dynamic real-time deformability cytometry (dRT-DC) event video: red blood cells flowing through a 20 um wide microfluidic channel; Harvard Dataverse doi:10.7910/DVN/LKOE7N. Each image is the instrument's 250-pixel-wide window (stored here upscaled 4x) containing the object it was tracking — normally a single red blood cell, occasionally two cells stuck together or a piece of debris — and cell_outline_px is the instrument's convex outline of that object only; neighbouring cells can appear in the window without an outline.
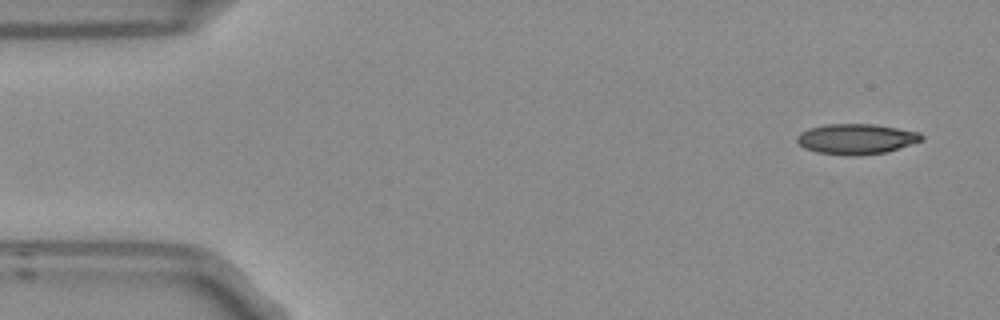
{"species": "Egyptian fruit bat (a non-hibernating species)", "species_latin": "Rousettus aegyptiacus", "temperature_condition": "room temperature", "stored_images_in_passage": 4, "camera_frame_rate_fps": 3000, "um_per_image_px": 0.085, "frame": {"image": 1, "passage_image": 1, "time_ms": 0.0, "image_size_px": [1000, 320], "cell_outline_px": [[924, 140], [888, 152], [860, 156], [844, 156], [816, 152], [804, 148], [796, 140], [796, 136], [800, 132], [812, 128], [828, 124], [872, 124], [920, 132], [924, 136]], "centroid_in_image_um": [72.81, 11.83], "position_along_channel_um": 12.2, "area_um2": 22.25}}
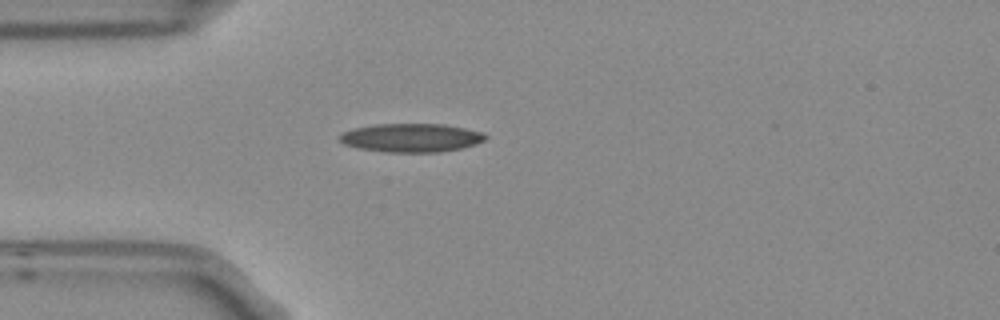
{"frame": {"image": 2, "passage_image": 4, "time_ms": 1.0, "image_size_px": [1000, 320], "cell_outline_px": [[488, 136], [484, 140], [476, 144], [460, 148], [440, 152], [388, 152], [360, 148], [344, 144], [340, 140], [340, 136], [344, 132], [356, 128], [376, 124], [444, 124], [484, 132]], "centroid_in_image_um": [35.01, 11.71], "position_along_channel_um": 50.0, "area_um2": 24.04}}